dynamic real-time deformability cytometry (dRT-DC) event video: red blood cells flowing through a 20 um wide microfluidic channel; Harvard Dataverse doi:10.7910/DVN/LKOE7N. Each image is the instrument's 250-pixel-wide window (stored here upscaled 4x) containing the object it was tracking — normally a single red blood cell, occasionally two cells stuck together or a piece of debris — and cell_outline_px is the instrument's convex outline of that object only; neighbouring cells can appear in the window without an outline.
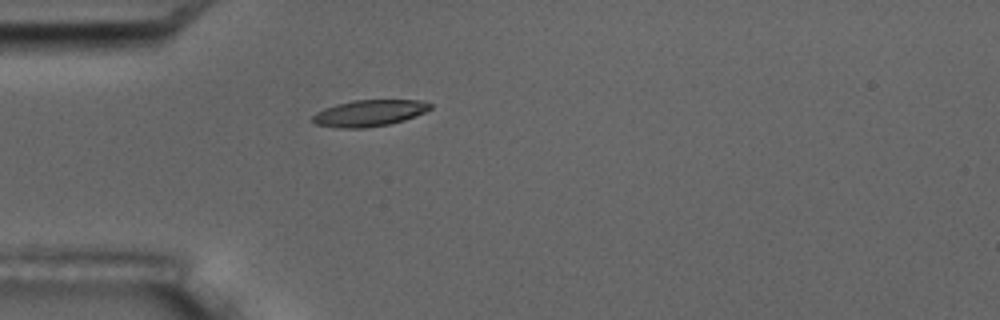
{"species": "common noctule bat (a hibernating species)", "species_latin": "Nyctalus noctula", "temperature_condition": "room temperature", "stored_images_in_passage": 2, "camera_frame_rate_fps": 3000, "um_per_image_px": 0.085, "animal": {"sex": "male", "body_mass_g": 17.5, "forearm_length_mm": 52.3}, "frame": {"image": 1, "passage_image": 2, "time_ms": 1.333, "image_size_px": [1000, 320], "cell_outline_px": [[432, 108], [424, 112], [404, 120], [388, 124], [364, 128], [340, 128], [316, 124], [312, 120], [312, 116], [316, 112], [324, 108], [336, 104], [352, 100], [420, 100], [432, 104]], "centroid_in_image_um": [31.37, 9.6], "position_along_channel_um": 53.6, "area_um2": 18.03}}